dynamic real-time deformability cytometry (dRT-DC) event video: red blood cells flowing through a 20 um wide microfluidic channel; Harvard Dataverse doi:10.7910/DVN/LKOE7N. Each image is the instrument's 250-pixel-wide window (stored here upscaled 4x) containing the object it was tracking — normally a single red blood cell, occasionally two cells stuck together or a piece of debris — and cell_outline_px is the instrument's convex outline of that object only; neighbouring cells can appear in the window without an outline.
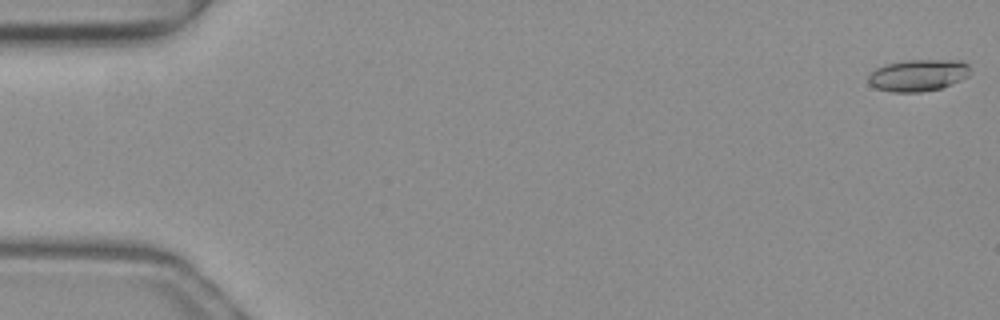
{"species": "common noctule bat (a hibernating species)", "species_latin": "Nyctalus noctula", "temperature_condition": "warm", "stored_images_in_passage": 15, "camera_frame_rate_fps": 3000, "um_per_image_px": 0.085, "animal": {"sex": "female", "body_mass_g": 19.3, "forearm_length_mm": 54.1}, "frame": {"image": 1, "passage_image": 1, "time_ms": 0.0, "image_size_px": [1000, 320], "cell_outline_px": [[968, 76], [960, 80], [940, 88], [920, 92], [892, 92], [876, 88], [868, 84], [868, 76], [876, 68], [884, 64], [904, 60], [964, 60], [968, 64]], "centroid_in_image_um": [78.01, 6.39], "position_along_channel_um": 7.0, "area_um2": 18.9}}
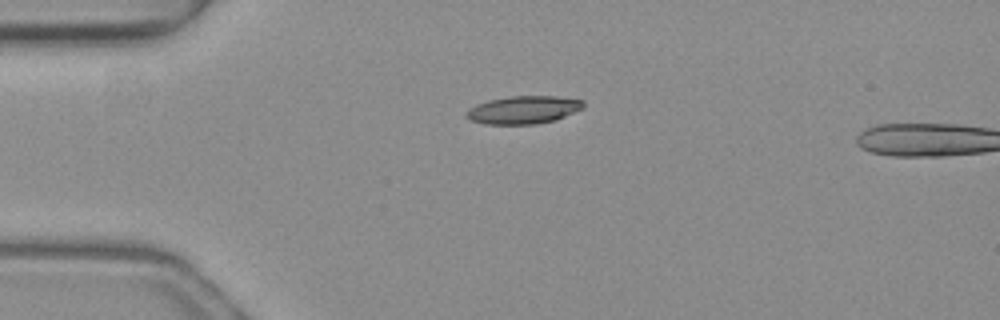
{"frame": {"image": 2, "passage_image": 13, "time_ms": 4.0, "image_size_px": [1000, 320], "cell_outline_px": [[584, 108], [556, 120], [536, 124], [484, 124], [472, 120], [464, 116], [464, 112], [468, 108], [476, 104], [488, 100], [508, 96], [556, 96], [584, 100]], "centroid_in_image_um": [44.48, 9.33], "position_along_channel_um": 40.5, "area_um2": 19.25}}